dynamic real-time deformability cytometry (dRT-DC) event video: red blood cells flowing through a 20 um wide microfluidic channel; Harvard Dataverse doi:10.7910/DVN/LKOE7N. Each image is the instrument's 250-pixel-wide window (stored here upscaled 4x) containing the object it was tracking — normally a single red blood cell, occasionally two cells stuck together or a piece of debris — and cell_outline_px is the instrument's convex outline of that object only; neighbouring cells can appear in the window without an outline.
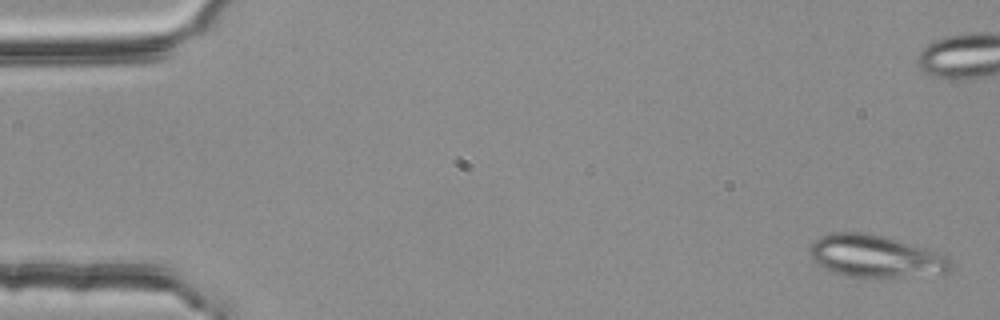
{"species": "common noctule bat (a hibernating species)", "species_latin": "Nyctalus noctula", "temperature_condition": "room temperature", "stored_images_in_passage": 7, "camera_frame_rate_fps": 3000, "um_per_image_px": 0.085, "animal": {"sex": "female", "body_mass_g": 25.1}, "frame": {"image": 1, "passage_image": 1, "time_ms": 0.0, "image_size_px": [1000, 320], "cell_outline_px": [[952, 268], [948, 272], [900, 276], [848, 276], [832, 272], [824, 268], [812, 260], [808, 248], [812, 240], [820, 236], [832, 232], [864, 232], [880, 236], [924, 248], [948, 256], [952, 264]], "centroid_in_image_um": [74.33, 21.76], "position_along_channel_um": 10.7, "area_um2": 34.1}}
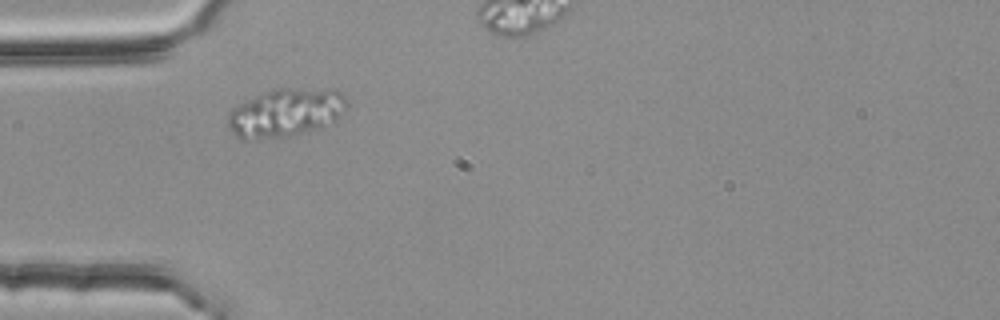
{"frame": {"image": 2, "passage_image": 5, "time_ms": 1.333, "image_size_px": [1000, 320], "cell_outline_px": [[348, 108], [336, 124], [288, 136], [244, 140], [240, 140], [232, 132], [228, 124], [228, 112], [236, 104], [264, 92], [280, 88], [336, 88], [344, 96], [348, 104]], "centroid_in_image_um": [24.35, 9.57], "position_along_channel_um": 60.6, "area_um2": 34.33}}
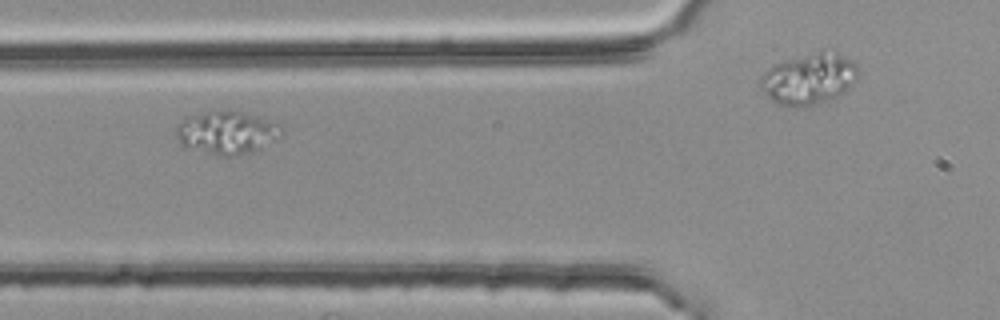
{"frame": {"image": 3, "passage_image": 6, "time_ms": 1.667, "image_size_px": [1000, 320], "cell_outline_px": [[284, 136], [252, 152], [228, 156], [216, 156], [180, 148], [176, 136], [176, 124], [184, 116], [204, 112], [240, 112], [280, 124], [284, 132]], "centroid_in_image_um": [19.19, 11.32], "position_along_channel_um": 106.6, "area_um2": 26.82}}